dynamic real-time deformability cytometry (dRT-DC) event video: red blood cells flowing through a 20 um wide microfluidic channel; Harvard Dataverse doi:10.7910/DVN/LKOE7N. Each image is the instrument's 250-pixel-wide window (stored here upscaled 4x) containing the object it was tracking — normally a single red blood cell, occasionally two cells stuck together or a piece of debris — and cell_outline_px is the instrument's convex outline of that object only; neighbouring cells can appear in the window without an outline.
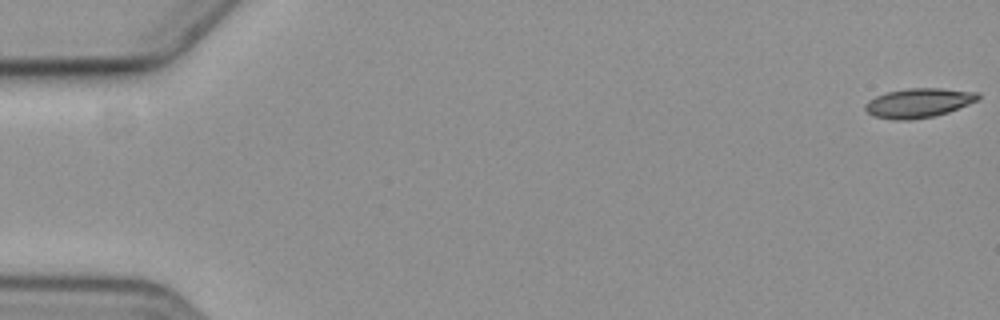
{"species": "common noctule bat (a hibernating species)", "species_latin": "Nyctalus noctula", "temperature_condition": "cold", "stored_images_in_passage": 4, "camera_frame_rate_fps": 3000, "um_per_image_px": 0.085, "animal": {"sex": "female", "body_mass_g": 19.3, "forearm_length_mm": 54.1}, "frame": {"image": 1, "passage_image": 1, "time_ms": 0.0, "image_size_px": [1000, 320], "cell_outline_px": [[980, 96], [976, 100], [968, 104], [948, 112], [932, 116], [912, 120], [896, 120], [872, 116], [864, 108], [864, 104], [868, 100], [884, 92], [908, 88], [940, 88], [980, 92]], "centroid_in_image_um": [78.04, 8.74], "position_along_channel_um": 7.0, "area_um2": 19.36}}